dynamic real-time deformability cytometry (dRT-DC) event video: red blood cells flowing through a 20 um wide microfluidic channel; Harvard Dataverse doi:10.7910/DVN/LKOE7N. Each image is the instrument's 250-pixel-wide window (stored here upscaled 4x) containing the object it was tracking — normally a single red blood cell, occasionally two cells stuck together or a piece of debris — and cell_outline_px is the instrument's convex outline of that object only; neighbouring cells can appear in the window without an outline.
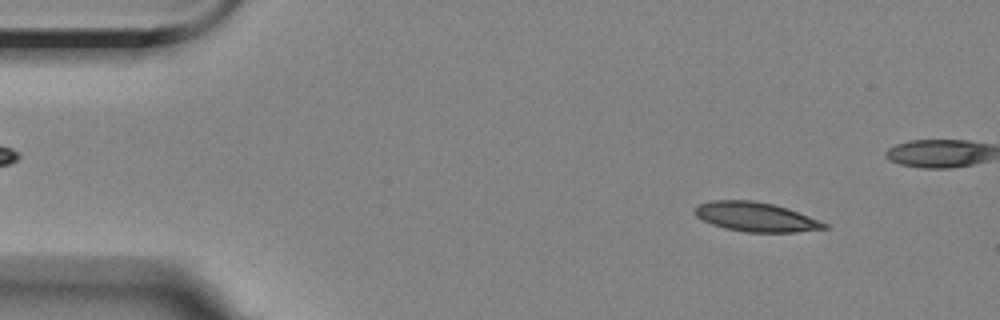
{"species": "Egyptian fruit bat (a non-hibernating species)", "species_latin": "Rousettus aegyptiacus", "temperature_condition": "room temperature", "stored_images_in_passage": 6, "segment_of_instrument_passage": [1, 2], "camera_frame_rate_fps": 3000, "um_per_image_px": 0.085, "animal": {"sex": "female"}, "frame": {"image": 1, "passage_image": 1, "time_ms": 0.0, "image_size_px": [1000, 320], "cell_outline_px": [[828, 228], [796, 232], [744, 232], [724, 228], [712, 224], [696, 216], [692, 212], [692, 208], [696, 204], [712, 200], [752, 200], [772, 204], [788, 208], [820, 220], [828, 224]], "centroid_in_image_um": [64.2, 18.43], "position_along_channel_um": 20.8, "area_um2": 22.37}}
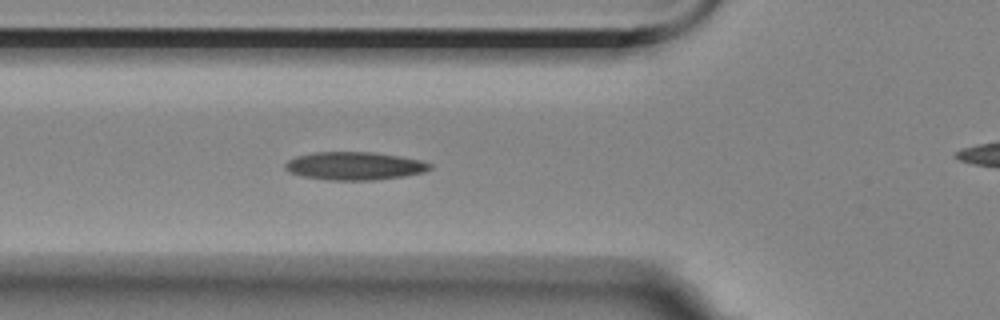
{"frame": {"image": 2, "passage_image": 5, "time_ms": 4.333, "image_size_px": [1000, 320], "cell_outline_px": [[432, 168], [424, 172], [404, 176], [376, 180], [328, 180], [304, 176], [288, 172], [284, 168], [284, 164], [288, 160], [296, 156], [316, 152], [372, 152], [400, 156], [420, 160], [432, 164]], "centroid_in_image_um": [30.13, 14.1], "position_along_channel_um": 95.7, "area_um2": 23.7}}